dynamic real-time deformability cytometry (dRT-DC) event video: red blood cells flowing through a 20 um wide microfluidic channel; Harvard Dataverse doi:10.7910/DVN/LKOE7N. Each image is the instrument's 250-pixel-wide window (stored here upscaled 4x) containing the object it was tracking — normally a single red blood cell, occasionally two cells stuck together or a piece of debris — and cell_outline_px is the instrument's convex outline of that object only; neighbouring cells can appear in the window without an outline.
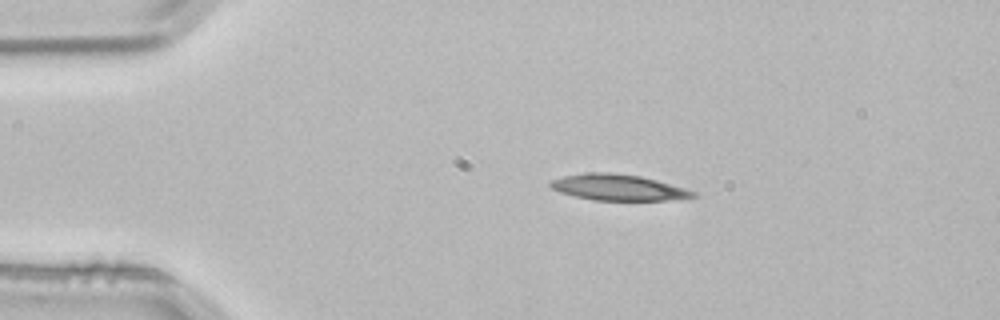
{"species": "common noctule bat (a hibernating species)", "species_latin": "Nyctalus noctula", "temperature_condition": "room temperature", "stored_images_in_passage": 2, "camera_frame_rate_fps": 3000, "um_per_image_px": 0.085, "animal": {"sex": "male", "body_mass_g": 21.5, "forearm_length_mm": 52.0}, "frame": {"image": 1, "passage_image": 1, "time_ms": 0.0, "image_size_px": [1000, 320], "cell_outline_px": [[696, 196], [664, 200], [592, 200], [560, 192], [552, 188], [548, 184], [552, 180], [564, 176], [584, 172], [608, 172], [640, 176], [656, 180], [684, 188], [696, 192]], "centroid_in_image_um": [52.5, 15.92], "position_along_channel_um": 32.5, "area_um2": 21.33}}